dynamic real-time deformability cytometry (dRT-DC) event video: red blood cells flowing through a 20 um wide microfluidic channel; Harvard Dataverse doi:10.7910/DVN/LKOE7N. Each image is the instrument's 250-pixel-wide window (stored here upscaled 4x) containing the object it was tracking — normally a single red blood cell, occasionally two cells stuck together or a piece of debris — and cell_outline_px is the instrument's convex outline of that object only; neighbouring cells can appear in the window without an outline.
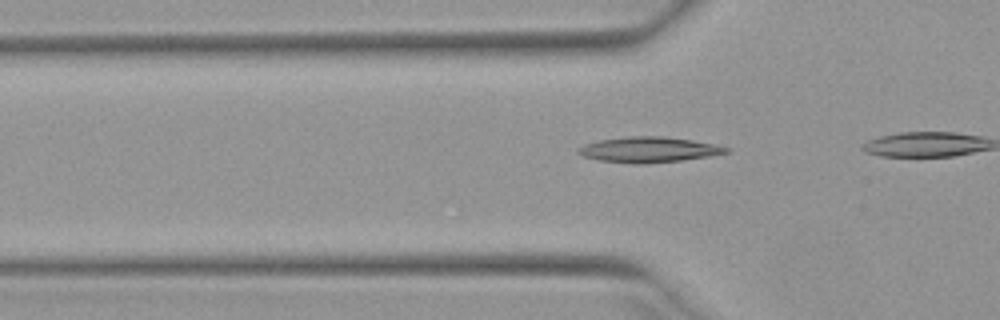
{"species": "Egyptian fruit bat (a non-hibernating species)", "species_latin": "Rousettus aegyptiacus", "temperature_condition": "warm", "stored_images_in_passage": 9, "camera_frame_rate_fps": 3000, "um_per_image_px": 0.085, "animal": {"sex": "female"}, "frame": {"image": 1, "passage_image": 4, "time_ms": 1.0, "image_size_px": [1000, 320], "cell_outline_px": [[732, 152], [708, 156], [680, 160], [644, 164], [632, 164], [600, 160], [584, 156], [576, 152], [576, 148], [584, 144], [600, 140], [628, 136], [664, 136], [692, 140], [716, 144], [728, 148]], "centroid_in_image_um": [55.14, 12.72], "position_along_channel_um": 70.7, "area_um2": 21.96}}
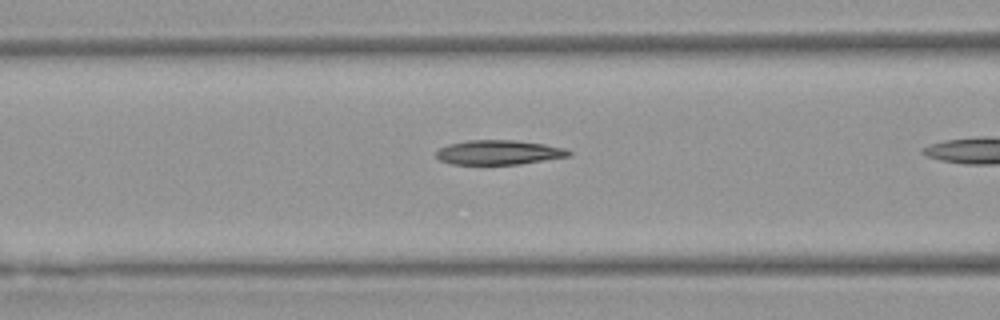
{"frame": {"image": 2, "passage_image": 8, "time_ms": 2.333, "image_size_px": [1000, 320], "cell_outline_px": [[572, 156], [520, 164], [452, 164], [440, 160], [436, 156], [436, 152], [440, 148], [448, 144], [468, 140], [516, 140], [544, 144], [568, 148], [572, 152]], "centroid_in_image_um": [42.45, 12.95], "position_along_channel_um": 124.1, "area_um2": 19.07}}